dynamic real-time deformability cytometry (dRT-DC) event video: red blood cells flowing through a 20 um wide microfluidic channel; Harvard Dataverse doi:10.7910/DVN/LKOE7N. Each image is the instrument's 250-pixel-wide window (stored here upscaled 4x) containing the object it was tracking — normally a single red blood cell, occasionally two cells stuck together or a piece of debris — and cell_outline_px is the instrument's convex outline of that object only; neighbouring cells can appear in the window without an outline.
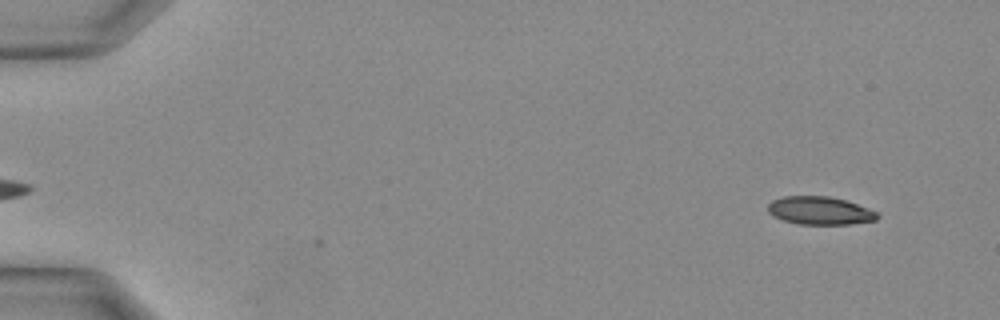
{"species": "Egyptian fruit bat (a non-hibernating species)", "species_latin": "Rousettus aegyptiacus", "temperature_condition": "warm", "stored_images_in_passage": 2, "camera_frame_rate_fps": 3000, "um_per_image_px": 0.085, "animal": {"sex": "female"}, "frame": {"image": 1, "passage_image": 2, "time_ms": 0.333, "image_size_px": [1000, 320], "cell_outline_px": [[880, 216], [876, 220], [848, 224], [800, 224], [784, 220], [772, 216], [768, 212], [768, 204], [772, 200], [784, 196], [828, 196], [844, 200], [868, 208], [876, 212]], "centroid_in_image_um": [69.66, 17.9], "position_along_channel_um": 15.3, "area_um2": 17.74}}